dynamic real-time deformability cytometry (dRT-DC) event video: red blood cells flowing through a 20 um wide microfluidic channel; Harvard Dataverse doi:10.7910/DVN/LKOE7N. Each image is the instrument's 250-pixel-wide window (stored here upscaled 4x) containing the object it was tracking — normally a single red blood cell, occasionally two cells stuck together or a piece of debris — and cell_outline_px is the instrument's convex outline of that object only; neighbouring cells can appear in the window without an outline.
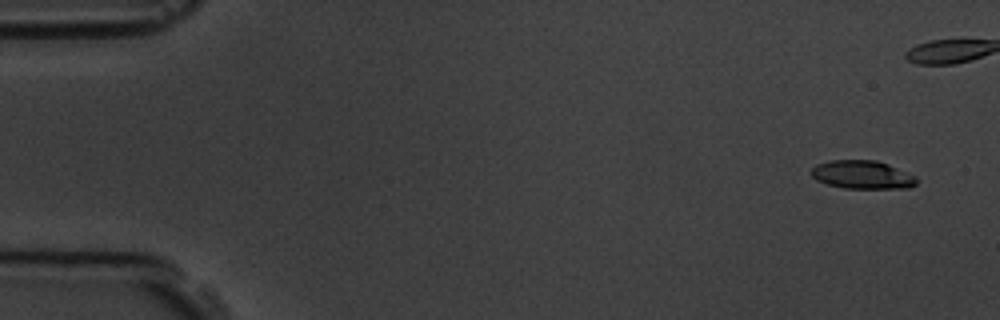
{"species": "common noctule bat (a hibernating species)", "species_latin": "Nyctalus noctula", "temperature_condition": "room temperature", "stored_images_in_passage": 7, "camera_frame_rate_fps": 3000, "um_per_image_px": 0.085, "animal": {"sex": "male", "body_mass_g": 19.5, "forearm_length_mm": 54.6}, "frame": {"image": 1, "passage_image": 1, "time_ms": 0.0, "image_size_px": [1000, 320], "cell_outline_px": [[916, 184], [908, 188], [844, 188], [828, 184], [816, 180], [812, 176], [812, 168], [816, 164], [828, 160], [876, 160], [888, 164], [916, 176]], "centroid_in_image_um": [73.29, 14.84], "position_along_channel_um": 11.7, "area_um2": 17.34}}
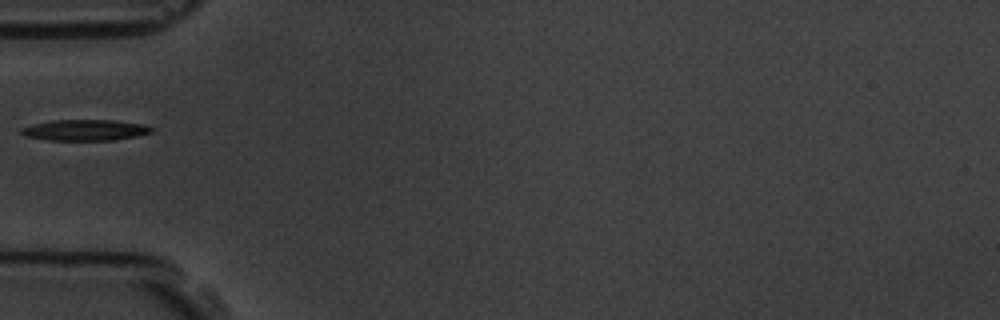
{"frame": {"image": 2, "passage_image": 6, "time_ms": 6.667, "image_size_px": [1000, 320], "cell_outline_px": [[156, 128], [152, 132], [136, 136], [116, 140], [48, 140], [24, 136], [16, 132], [20, 128], [32, 124], [52, 120], [116, 120], [144, 124]], "centroid_in_image_um": [7.21, 11.05], "position_along_channel_um": 77.8, "area_um2": 16.24}}
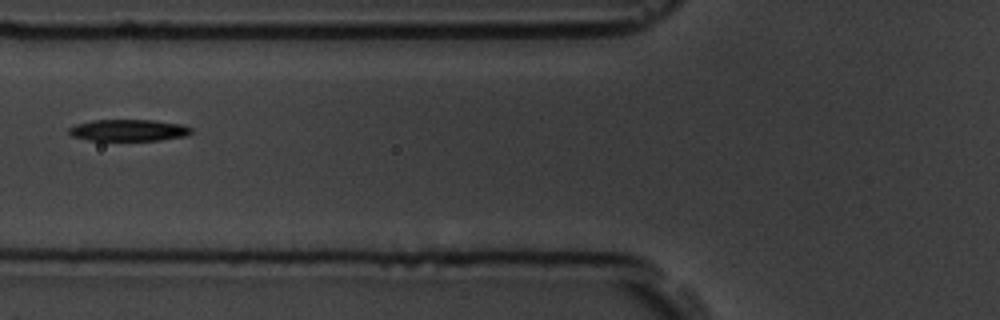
{"frame": {"image": 3, "passage_image": 7, "time_ms": 7.667, "image_size_px": [1000, 320], "cell_outline_px": [[192, 132], [184, 136], [160, 140], [88, 140], [72, 136], [68, 132], [68, 128], [76, 124], [92, 120], [152, 120], [180, 124], [192, 128]], "centroid_in_image_um": [10.89, 11.07], "position_along_channel_um": 114.9, "area_um2": 15.32}}